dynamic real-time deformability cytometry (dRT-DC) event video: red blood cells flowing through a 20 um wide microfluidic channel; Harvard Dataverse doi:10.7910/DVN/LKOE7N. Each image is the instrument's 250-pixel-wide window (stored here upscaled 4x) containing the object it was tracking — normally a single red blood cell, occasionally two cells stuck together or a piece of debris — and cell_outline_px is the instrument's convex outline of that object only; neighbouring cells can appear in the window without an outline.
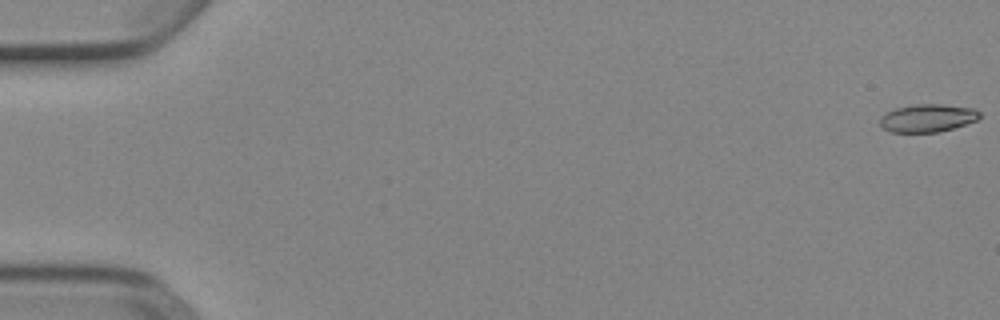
{"species": "Egyptian fruit bat (a non-hibernating species)", "species_latin": "Rousettus aegyptiacus", "temperature_condition": "cold", "stored_images_in_passage": 8, "camera_frame_rate_fps": 3000, "um_per_image_px": 0.085, "animal": {"sex": "female"}, "frame": {"image": 1, "passage_image": 1, "time_ms": 0.0, "image_size_px": [1000, 320], "cell_outline_px": [[980, 116], [976, 120], [940, 132], [892, 132], [884, 128], [880, 124], [880, 116], [896, 108], [916, 104], [940, 104], [972, 108], [980, 112]], "centroid_in_image_um": [78.83, 10.03], "position_along_channel_um": 6.2, "area_um2": 15.95}}
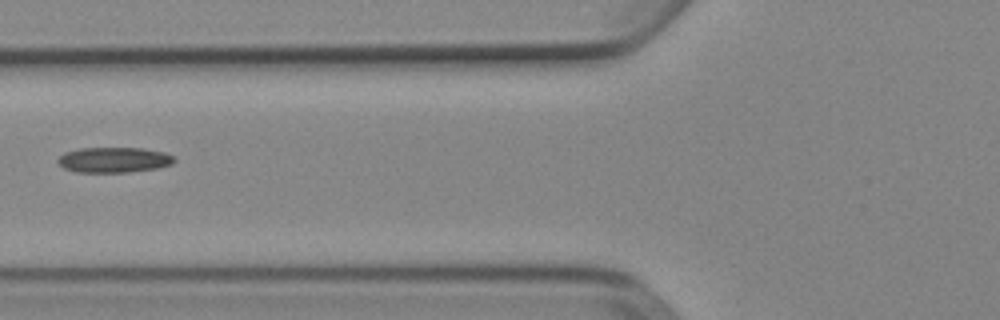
{"frame": {"image": 2, "passage_image": 7, "time_ms": 2.0, "image_size_px": [1000, 320], "cell_outline_px": [[176, 160], [172, 164], [156, 168], [128, 172], [76, 172], [64, 168], [56, 160], [64, 152], [80, 148], [144, 148], [164, 152], [172, 156]], "centroid_in_image_um": [9.67, 13.58], "position_along_channel_um": 116.1, "area_um2": 17.17}}
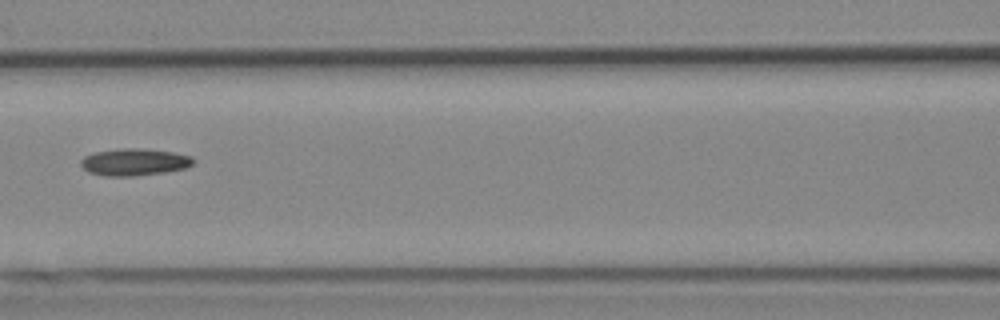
{"frame": {"image": 3, "passage_image": 8, "time_ms": 2.333, "image_size_px": [1000, 320], "cell_outline_px": [[196, 160], [192, 164], [184, 168], [164, 172], [132, 176], [104, 176], [88, 172], [80, 164], [80, 160], [84, 156], [96, 152], [124, 148], [144, 148], [172, 152], [192, 156]], "centroid_in_image_um": [11.41, 13.77], "position_along_channel_um": 155.2, "area_um2": 17.69}}